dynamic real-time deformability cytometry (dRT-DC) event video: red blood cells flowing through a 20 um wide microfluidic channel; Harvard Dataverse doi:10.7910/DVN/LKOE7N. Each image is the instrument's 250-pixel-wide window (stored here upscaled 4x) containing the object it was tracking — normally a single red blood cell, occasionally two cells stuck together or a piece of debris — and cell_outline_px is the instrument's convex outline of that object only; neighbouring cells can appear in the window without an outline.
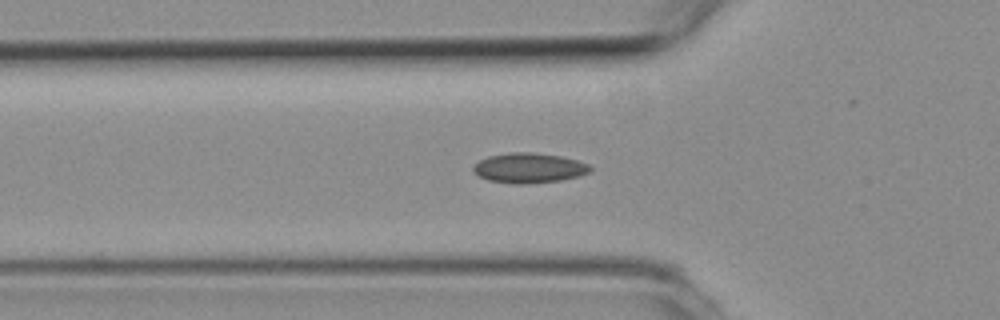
{"species": "common noctule bat (a hibernating species)", "species_latin": "Nyctalus noctula", "temperature_condition": "room temperature", "stored_images_in_passage": 9, "camera_frame_rate_fps": 3000, "um_per_image_px": 0.085, "animal": {"sex": "female", "body_mass_g": 19.3, "forearm_length_mm": 54.1}, "frame": {"image": 1, "passage_image": 5, "time_ms": 1.333, "image_size_px": [1000, 320], "cell_outline_px": [[592, 172], [560, 180], [524, 184], [512, 184], [488, 180], [472, 172], [472, 168], [480, 160], [488, 156], [512, 152], [532, 152], [560, 156], [576, 160], [588, 164], [592, 168]], "centroid_in_image_um": [44.95, 14.28], "position_along_channel_um": 80.9, "area_um2": 20.35}}
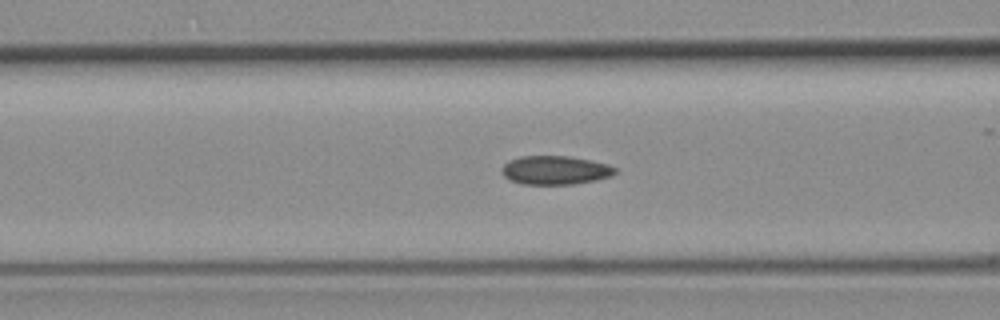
{"frame": {"image": 2, "passage_image": 8, "time_ms": 2.333, "image_size_px": [1000, 320], "cell_outline_px": [[616, 172], [612, 176], [596, 180], [572, 184], [520, 184], [508, 180], [500, 172], [500, 168], [508, 160], [520, 156], [568, 156], [592, 160], [608, 164], [616, 168]], "centroid_in_image_um": [47.15, 14.46], "position_along_channel_um": 119.4, "area_um2": 19.25}}